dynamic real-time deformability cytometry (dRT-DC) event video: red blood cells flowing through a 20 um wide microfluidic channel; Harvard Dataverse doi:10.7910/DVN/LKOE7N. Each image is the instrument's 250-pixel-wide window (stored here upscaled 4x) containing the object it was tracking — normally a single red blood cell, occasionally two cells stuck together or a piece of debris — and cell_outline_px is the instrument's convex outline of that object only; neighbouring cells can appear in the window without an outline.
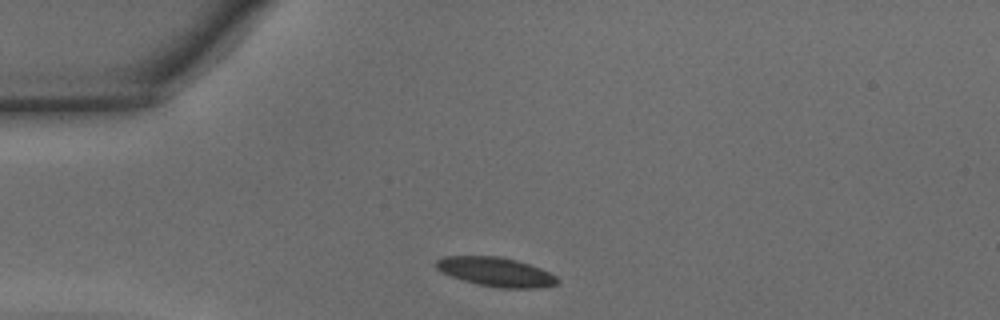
{"species": "common noctule bat (a hibernating species)", "species_latin": "Nyctalus noctula", "temperature_condition": "warm", "stored_images_in_passage": 27, "camera_frame_rate_fps": 3000, "um_per_image_px": 0.085, "animal": {"sex": "male", "body_mass_g": 15.6}, "frame": {"image": 1, "passage_image": 2, "time_ms": 0.333, "image_size_px": [1000, 320], "cell_outline_px": [[560, 284], [544, 288], [500, 288], [480, 284], [464, 280], [452, 276], [436, 268], [436, 260], [444, 256], [500, 256], [516, 260], [540, 268], [556, 276], [560, 280]], "centroid_in_image_um": [42.22, 23.11], "position_along_channel_um": 42.8, "area_um2": 20.52}}
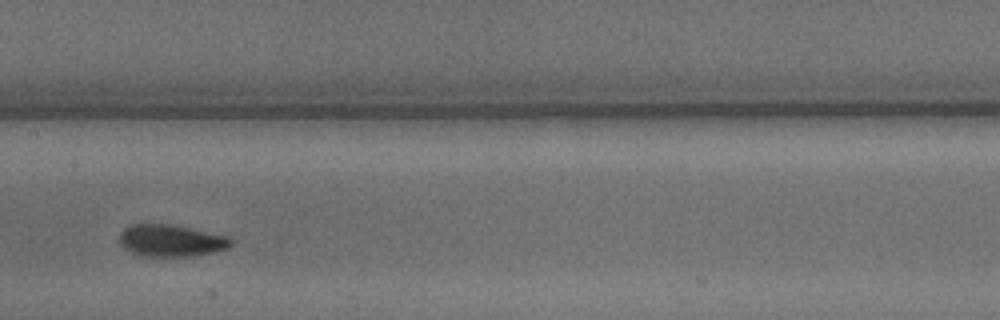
{"frame": {"image": 2, "passage_image": 14, "time_ms": 4.333, "image_size_px": [1000, 320], "cell_outline_px": [[232, 244], [228, 248], [212, 252], [192, 256], [140, 256], [124, 248], [120, 244], [120, 232], [124, 228], [132, 224], [168, 224], [228, 236], [232, 240]], "centroid_in_image_um": [14.51, 20.45], "position_along_channel_um": 192.9, "area_um2": 20.58}}
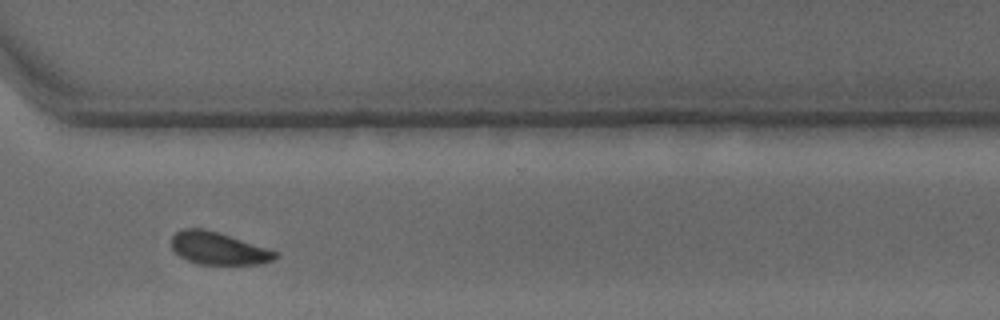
{"frame": {"image": 3, "passage_image": 25, "time_ms": 8.0, "image_size_px": [1000, 320], "cell_outline_px": [[280, 256], [272, 260], [256, 264], [200, 264], [188, 260], [180, 256], [172, 248], [172, 236], [176, 232], [184, 228], [204, 228], [268, 248], [280, 252]], "centroid_in_image_um": [18.58, 21.11], "position_along_channel_um": 352.0, "area_um2": 19.48}, "authors_computed_cell_mechanics": {"area_um2": 20.6924, "velocity_mm_per_s": 4.3406, "shape_relaxation_time_tau1_ms": 3.1616, "shape_relaxation_time_tau2_ms": 2.6493, "deformation_change_tau1": 0.1135, "deformation_change_tau2": 0.0646}}